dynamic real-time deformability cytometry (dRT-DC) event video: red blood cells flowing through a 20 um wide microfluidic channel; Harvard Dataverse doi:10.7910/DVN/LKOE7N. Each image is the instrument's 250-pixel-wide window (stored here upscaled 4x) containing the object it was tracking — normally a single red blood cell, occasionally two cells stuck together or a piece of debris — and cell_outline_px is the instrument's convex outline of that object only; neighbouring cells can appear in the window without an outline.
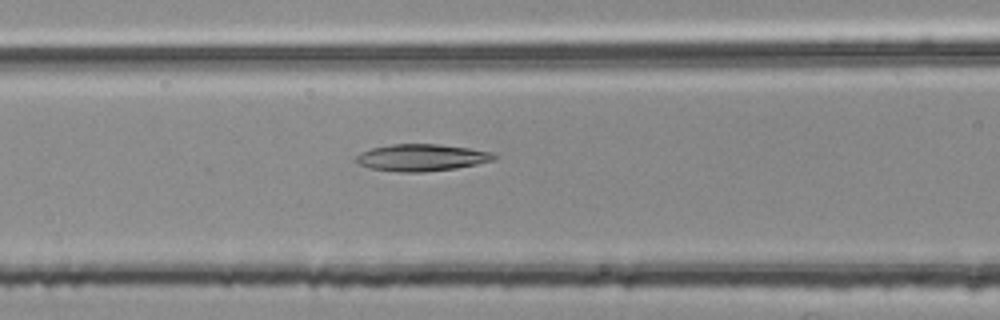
{"species": "common noctule bat (a hibernating species)", "species_latin": "Nyctalus noctula", "temperature_condition": "room temperature", "stored_images_in_passage": 43, "segment_of_instrument_passage": [1, 2], "camera_frame_rate_fps": 3000, "um_per_image_px": 0.085, "animal": {"sex": "female", "body_mass_g": 25.1}, "frame": {"image": 1, "passage_image": 10, "time_ms": 3.0, "image_size_px": [1000, 320], "cell_outline_px": [[496, 160], [456, 168], [424, 172], [400, 172], [368, 168], [360, 164], [356, 160], [356, 156], [360, 152], [372, 148], [392, 144], [440, 144], [468, 148], [492, 152], [496, 156]], "centroid_in_image_um": [35.84, 13.39], "position_along_channel_um": 130.8, "area_um2": 21.62}}
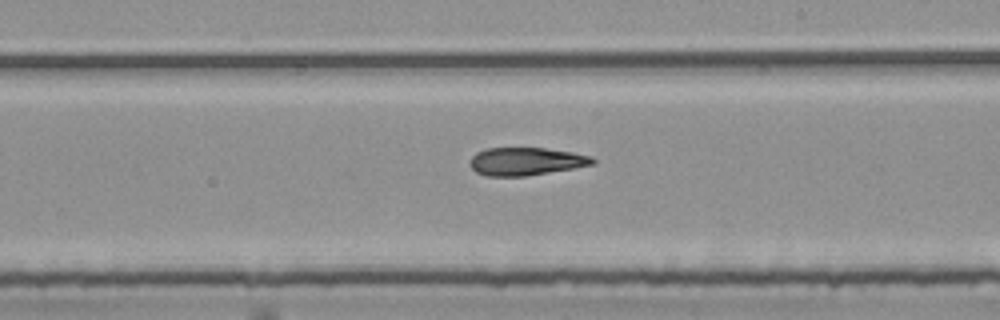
{"frame": {"image": 2, "passage_image": 19, "time_ms": 6.0, "image_size_px": [1000, 320], "cell_outline_px": [[596, 164], [528, 176], [488, 176], [476, 172], [468, 164], [472, 156], [476, 152], [488, 148], [544, 148], [572, 152], [592, 156], [596, 160]], "centroid_in_image_um": [44.72, 13.72], "position_along_channel_um": 244.3, "area_um2": 20.06}}
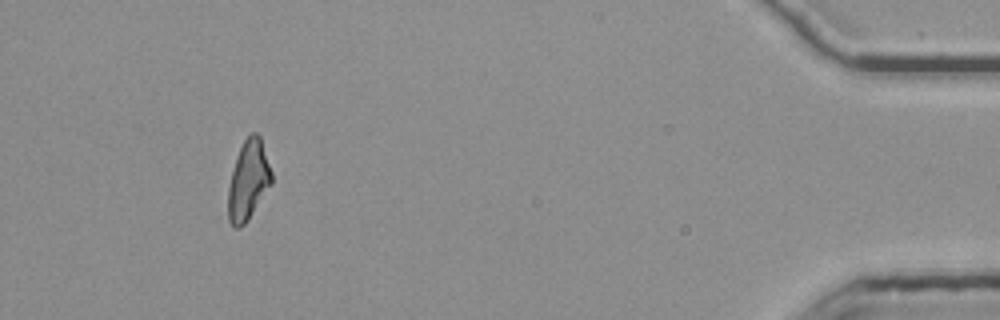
{"frame": {"image": 3, "passage_image": 38, "time_ms": 12.333, "image_size_px": [1000, 320], "cell_outline_px": [[272, 184], [248, 220], [240, 228], [232, 228], [228, 220], [228, 188], [236, 156], [244, 140], [252, 132], [256, 132], [260, 136], [272, 172]], "centroid_in_image_um": [21.1, 15.36], "position_along_channel_um": 414.1, "area_um2": 20.23}}